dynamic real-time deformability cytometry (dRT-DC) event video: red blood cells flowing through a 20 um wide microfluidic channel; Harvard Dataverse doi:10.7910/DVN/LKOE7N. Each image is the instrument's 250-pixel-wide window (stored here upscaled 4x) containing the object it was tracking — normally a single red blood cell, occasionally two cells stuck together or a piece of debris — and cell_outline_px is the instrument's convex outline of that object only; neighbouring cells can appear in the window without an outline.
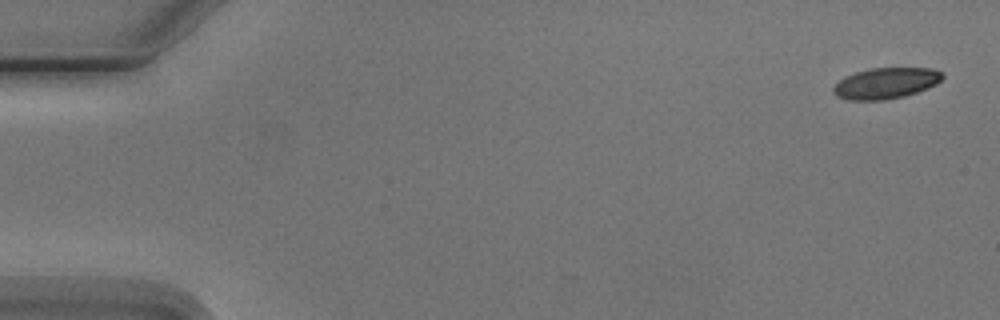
{"species": "Egyptian fruit bat (a non-hibernating species)", "species_latin": "Rousettus aegyptiacus", "temperature_condition": "cold", "stored_images_in_passage": 6, "segment_of_instrument_passage": [1, 2], "camera_frame_rate_fps": 3000, "um_per_image_px": 0.085, "animal": {"sex": "male"}, "frame": {"image": 1, "passage_image": 1, "time_ms": 0.0, "image_size_px": [1000, 320], "cell_outline_px": [[944, 76], [936, 84], [928, 88], [904, 96], [884, 100], [852, 100], [836, 96], [832, 92], [832, 88], [844, 76], [856, 72], [872, 68], [932, 68], [944, 72]], "centroid_in_image_um": [75.3, 7.07], "position_along_channel_um": 9.7, "area_um2": 19.71}}
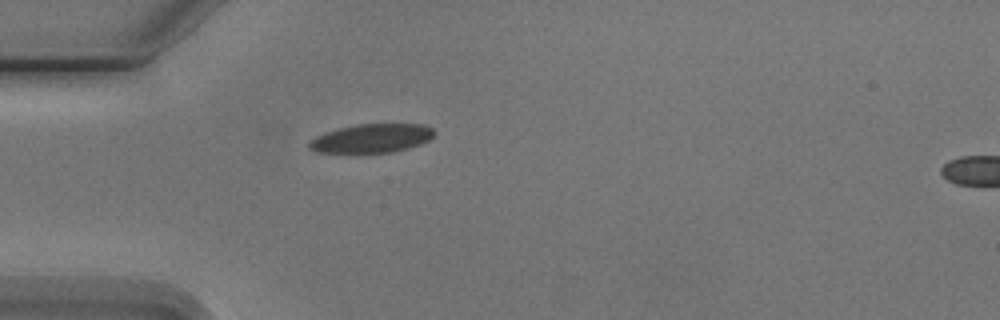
{"frame": {"image": 2, "passage_image": 5, "time_ms": 4.667, "image_size_px": [1000, 320], "cell_outline_px": [[436, 132], [428, 140], [420, 144], [408, 148], [392, 152], [316, 152], [308, 148], [308, 144], [316, 136], [324, 132], [340, 128], [360, 124], [424, 124], [432, 128]], "centroid_in_image_um": [31.6, 11.75], "position_along_channel_um": 53.4, "area_um2": 20.75}}